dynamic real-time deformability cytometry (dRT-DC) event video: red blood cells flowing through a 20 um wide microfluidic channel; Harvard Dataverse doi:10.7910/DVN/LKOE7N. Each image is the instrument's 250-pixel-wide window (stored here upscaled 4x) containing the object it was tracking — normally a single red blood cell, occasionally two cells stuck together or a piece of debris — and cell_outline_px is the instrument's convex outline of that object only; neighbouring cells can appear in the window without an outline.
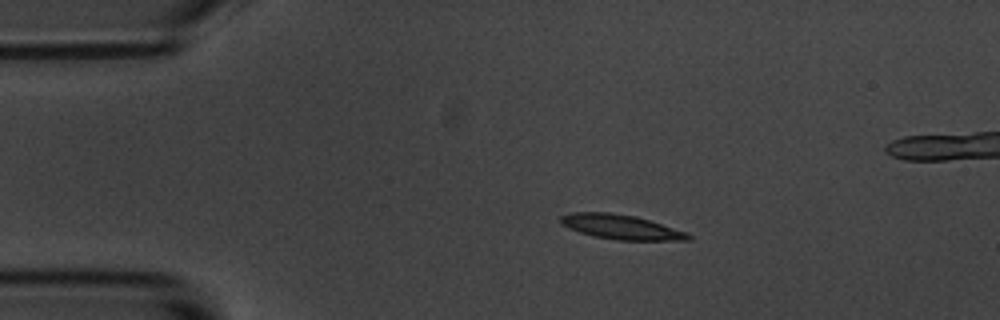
{"species": "common noctule bat (a hibernating species)", "species_latin": "Nyctalus noctula", "temperature_condition": "room temperature", "stored_images_in_passage": 4, "camera_frame_rate_fps": 3000, "um_per_image_px": 0.085, "animal": {"sex": "male", "body_mass_g": 20.1, "forearm_length_mm": 53.5}, "frame": {"image": 1, "passage_image": 1, "time_ms": 0.0, "image_size_px": [1000, 320], "cell_outline_px": [[692, 240], [616, 240], [592, 236], [568, 228], [560, 220], [560, 216], [572, 212], [608, 212], [636, 216], [688, 232], [692, 236]], "centroid_in_image_um": [52.81, 19.29], "position_along_channel_um": 32.2, "area_um2": 18.32}}
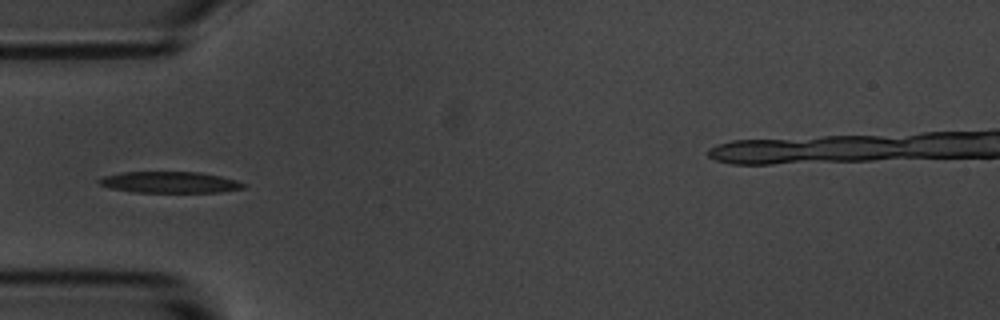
{"frame": {"image": 2, "passage_image": 3, "time_ms": 2.333, "image_size_px": [1000, 320], "cell_outline_px": [[248, 184], [244, 188], [220, 192], [132, 192], [112, 188], [100, 184], [96, 180], [104, 176], [120, 172], [200, 172], [220, 176], [236, 180]], "centroid_in_image_um": [14.45, 15.49], "position_along_channel_um": 70.6, "area_um2": 17.92}}